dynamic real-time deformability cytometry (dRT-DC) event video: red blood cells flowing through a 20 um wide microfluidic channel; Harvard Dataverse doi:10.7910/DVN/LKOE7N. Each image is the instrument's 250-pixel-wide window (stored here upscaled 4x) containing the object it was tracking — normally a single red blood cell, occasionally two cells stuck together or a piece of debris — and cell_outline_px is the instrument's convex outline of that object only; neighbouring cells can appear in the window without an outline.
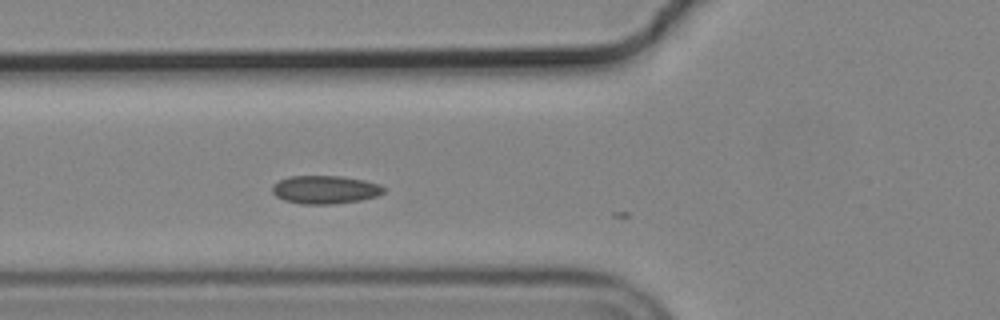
{"species": "common noctule bat (a hibernating species)", "species_latin": "Nyctalus noctula", "temperature_condition": "cold", "stored_images_in_passage": 8, "camera_frame_rate_fps": 3000, "um_per_image_px": 0.085, "animal": {"sex": "male", "body_mass_g": 19.2, "forearm_length_mm": 51.8}, "frame": {"image": 1, "passage_image": 5, "time_ms": 1.333, "image_size_px": [1000, 320], "cell_outline_px": [[384, 192], [376, 196], [360, 200], [332, 204], [300, 204], [284, 200], [276, 196], [272, 192], [272, 184], [288, 176], [340, 176], [364, 180], [380, 184], [384, 188]], "centroid_in_image_um": [27.6, 16.12], "position_along_channel_um": 98.2, "area_um2": 18.32}}